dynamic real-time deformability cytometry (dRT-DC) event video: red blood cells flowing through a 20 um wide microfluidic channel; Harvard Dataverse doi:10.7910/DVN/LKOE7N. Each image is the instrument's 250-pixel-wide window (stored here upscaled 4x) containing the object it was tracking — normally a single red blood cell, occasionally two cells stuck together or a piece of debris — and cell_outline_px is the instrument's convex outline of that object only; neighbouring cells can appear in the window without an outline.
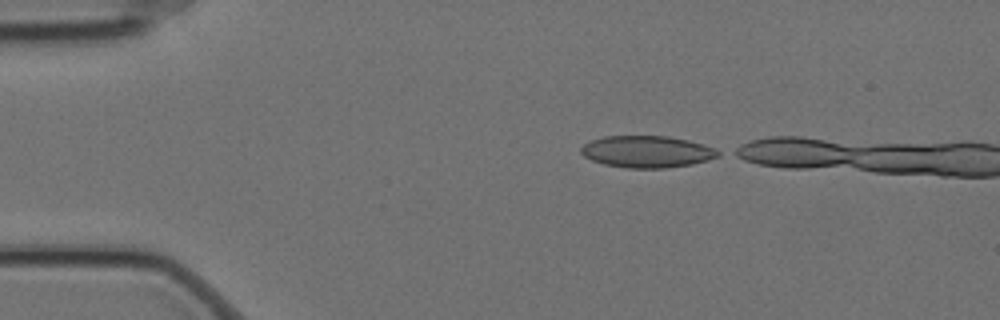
{"species": "Egyptian fruit bat (a non-hibernating species)", "species_latin": "Rousettus aegyptiacus", "temperature_condition": "cold", "stored_images_in_passage": 2, "camera_frame_rate_fps": 3000, "um_per_image_px": 0.085, "animal": {"sex": "female"}, "frame": {"image": 1, "passage_image": 1, "time_ms": 0.0, "image_size_px": [1000, 320], "cell_outline_px": [[720, 156], [708, 160], [692, 164], [664, 168], [628, 168], [604, 164], [592, 160], [584, 156], [580, 152], [580, 148], [584, 144], [592, 140], [604, 136], [668, 136], [688, 140], [712, 148], [720, 152]], "centroid_in_image_um": [54.97, 12.89], "position_along_channel_um": 30.0, "area_um2": 25.26}}